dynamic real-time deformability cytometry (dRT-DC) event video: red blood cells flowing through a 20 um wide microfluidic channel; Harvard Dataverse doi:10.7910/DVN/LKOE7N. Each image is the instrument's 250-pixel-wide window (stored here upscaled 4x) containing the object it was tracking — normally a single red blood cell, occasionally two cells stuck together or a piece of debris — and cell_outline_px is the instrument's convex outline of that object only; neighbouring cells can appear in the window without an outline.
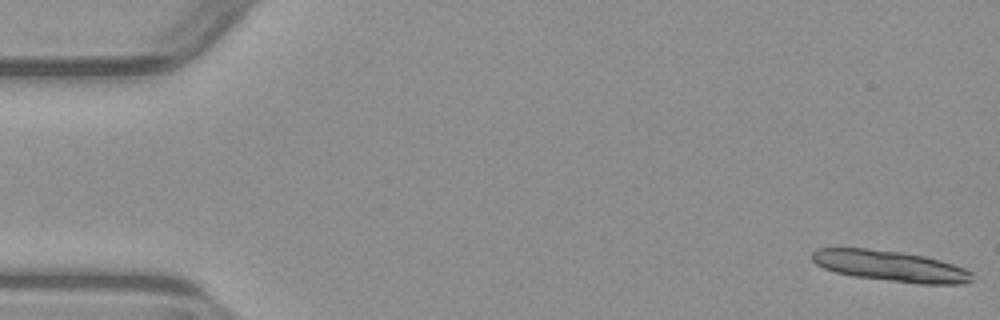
{"species": "common noctule bat (a hibernating species)", "species_latin": "Nyctalus noctula", "temperature_condition": "warm", "stored_images_in_passage": 4, "camera_frame_rate_fps": 3000, "um_per_image_px": 0.085, "animal": {"sex": "male", "body_mass_g": 23.1, "forearm_length_mm": 52.7}, "frame": {"image": 1, "passage_image": 1, "time_ms": 0.0, "image_size_px": [1000, 320], "cell_outline_px": [[972, 280], [964, 284], [920, 284], [852, 276], [836, 272], [824, 268], [816, 264], [812, 260], [812, 252], [816, 248], [868, 248], [904, 252], [924, 256], [940, 260], [964, 268], [972, 272]], "centroid_in_image_um": [75.68, 22.61], "position_along_channel_um": 9.3, "area_um2": 28.84}}